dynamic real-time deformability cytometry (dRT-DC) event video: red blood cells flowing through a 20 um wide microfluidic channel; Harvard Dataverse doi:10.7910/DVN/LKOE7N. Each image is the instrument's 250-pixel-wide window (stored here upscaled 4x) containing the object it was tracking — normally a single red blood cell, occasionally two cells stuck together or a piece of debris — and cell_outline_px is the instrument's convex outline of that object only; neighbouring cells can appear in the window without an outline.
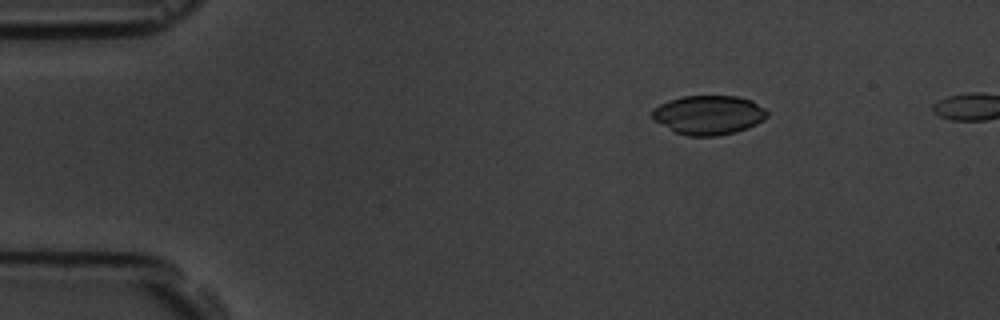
{"species": "common noctule bat (a hibernating species)", "species_latin": "Nyctalus noctula", "temperature_condition": "room temperature", "stored_images_in_passage": 6, "camera_frame_rate_fps": 3000, "um_per_image_px": 0.085, "animal": {"sex": "male", "body_mass_g": 19.5, "forearm_length_mm": 54.6}, "frame": {"image": 1, "passage_image": 3, "time_ms": 2.333, "image_size_px": [1000, 320], "cell_outline_px": [[768, 116], [764, 120], [748, 128], [736, 132], [716, 136], [688, 136], [676, 132], [652, 120], [652, 108], [668, 100], [684, 96], [736, 96], [752, 100], [764, 108], [768, 112]], "centroid_in_image_um": [60.23, 9.77], "position_along_channel_um": 24.8, "area_um2": 26.41}}